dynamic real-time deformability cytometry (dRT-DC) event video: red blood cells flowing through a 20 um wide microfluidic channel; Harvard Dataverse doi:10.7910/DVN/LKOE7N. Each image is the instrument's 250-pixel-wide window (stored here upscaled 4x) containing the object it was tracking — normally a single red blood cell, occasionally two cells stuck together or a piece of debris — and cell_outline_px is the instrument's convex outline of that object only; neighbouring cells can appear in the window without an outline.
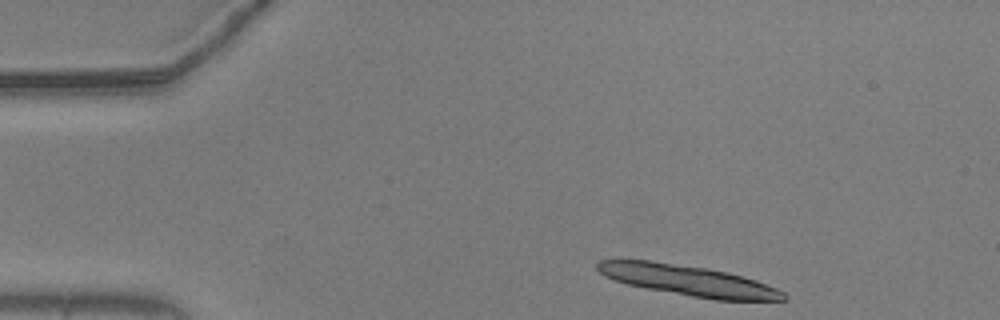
{"species": "common noctule bat (a hibernating species)", "species_latin": "Nyctalus noctula", "temperature_condition": "warm", "stored_images_in_passage": 9, "camera_frame_rate_fps": 3000, "um_per_image_px": 0.085, "animal": {"sex": "male", "body_mass_g": 20.5, "forearm_length_mm": 52.5}, "frame": {"image": 1, "passage_image": 1, "time_ms": 0.0, "image_size_px": [1000, 320], "cell_outline_px": [[788, 300], [716, 300], [692, 296], [648, 288], [628, 284], [604, 276], [596, 268], [596, 264], [600, 260], [652, 260], [708, 268], [756, 280], [776, 288], [784, 292], [788, 296]], "centroid_in_image_um": [58.52, 23.83], "position_along_channel_um": 26.5, "area_um2": 32.77}}